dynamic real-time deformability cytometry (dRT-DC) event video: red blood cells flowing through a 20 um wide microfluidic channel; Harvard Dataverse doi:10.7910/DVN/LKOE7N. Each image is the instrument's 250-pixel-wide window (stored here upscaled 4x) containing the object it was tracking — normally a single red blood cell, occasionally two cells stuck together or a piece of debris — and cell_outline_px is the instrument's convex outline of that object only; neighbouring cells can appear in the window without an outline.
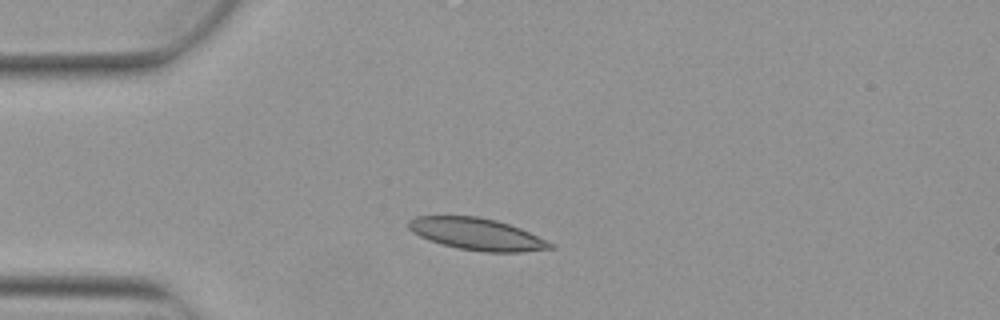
{"species": "Egyptian fruit bat (a non-hibernating species)", "species_latin": "Rousettus aegyptiacus", "temperature_condition": "warm", "stored_images_in_passage": 5, "camera_frame_rate_fps": 3000, "um_per_image_px": 0.085, "animal": {"sex": "female"}, "frame": {"image": 1, "passage_image": 4, "time_ms": 1.0, "image_size_px": [1000, 320], "cell_outline_px": [[556, 248], [524, 252], [484, 252], [460, 248], [440, 244], [428, 240], [412, 232], [408, 228], [408, 220], [416, 216], [476, 216], [496, 220], [520, 228], [556, 244]], "centroid_in_image_um": [40.56, 19.9], "position_along_channel_um": 44.4, "area_um2": 26.47}}